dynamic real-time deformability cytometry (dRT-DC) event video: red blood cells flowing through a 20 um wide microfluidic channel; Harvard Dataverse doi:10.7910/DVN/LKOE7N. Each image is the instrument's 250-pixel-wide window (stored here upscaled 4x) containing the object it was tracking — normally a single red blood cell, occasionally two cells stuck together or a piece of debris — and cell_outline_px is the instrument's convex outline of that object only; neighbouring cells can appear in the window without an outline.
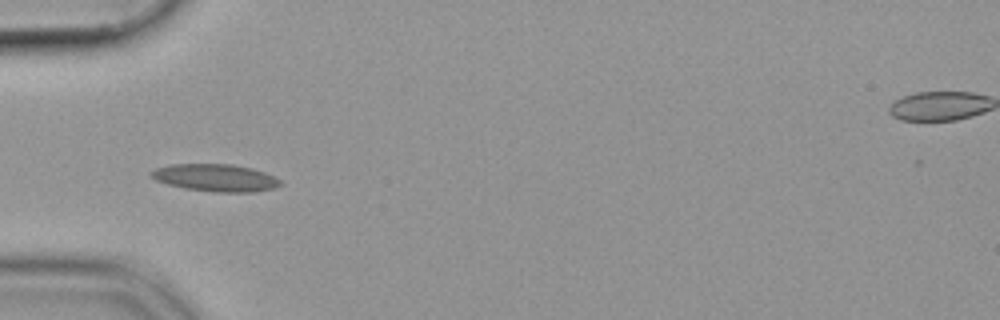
{"species": "common noctule bat (a hibernating species)", "species_latin": "Nyctalus noctula", "temperature_condition": "cold", "stored_images_in_passage": 37, "camera_frame_rate_fps": 3000, "um_per_image_px": 0.085, "animal": {"sex": "female", "body_mass_g": 19.9}, "frame": {"image": 1, "passage_image": 1, "time_ms": 0.0, "image_size_px": [1000, 320], "cell_outline_px": [[284, 184], [276, 188], [256, 192], [216, 192], [184, 188], [168, 184], [156, 180], [148, 172], [156, 168], [172, 164], [232, 164], [252, 168], [264, 172], [280, 180]], "centroid_in_image_um": [18.35, 15.11], "position_along_channel_um": 66.6, "area_um2": 20.63}}
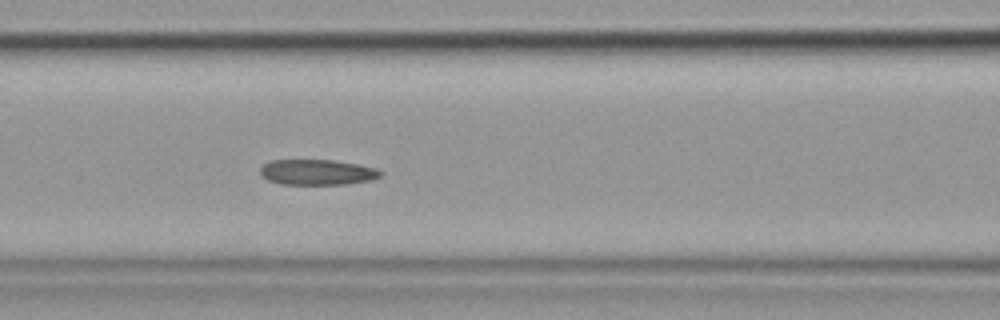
{"frame": {"image": 2, "passage_image": 7, "time_ms": 2.0, "image_size_px": [1000, 320], "cell_outline_px": [[384, 172], [380, 176], [372, 180], [344, 184], [280, 184], [268, 180], [260, 176], [260, 168], [264, 164], [272, 160], [332, 160], [356, 164], [376, 168]], "centroid_in_image_um": [26.95, 14.64], "position_along_channel_um": 139.7, "area_um2": 17.86}}
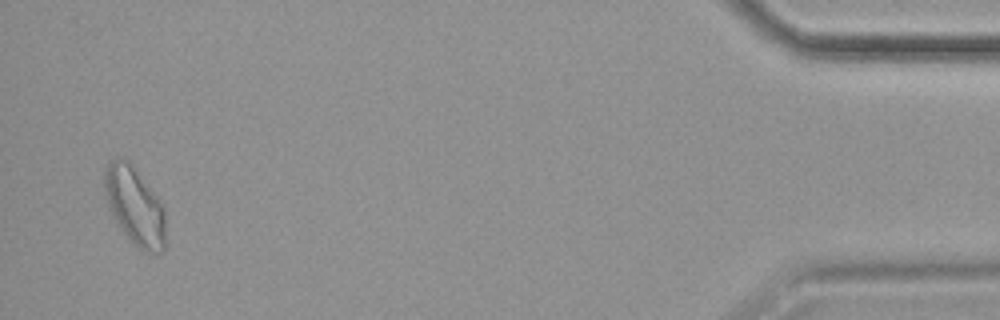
{"frame": {"image": 3, "passage_image": 36, "time_ms": 11.667, "image_size_px": [1000, 320], "cell_outline_px": [[164, 252], [144, 252], [116, 224], [108, 208], [104, 196], [104, 168], [112, 160], [128, 160], [136, 168], [164, 204]], "centroid_in_image_um": [11.44, 17.48], "position_along_channel_um": 423.8, "area_um2": 27.8}}